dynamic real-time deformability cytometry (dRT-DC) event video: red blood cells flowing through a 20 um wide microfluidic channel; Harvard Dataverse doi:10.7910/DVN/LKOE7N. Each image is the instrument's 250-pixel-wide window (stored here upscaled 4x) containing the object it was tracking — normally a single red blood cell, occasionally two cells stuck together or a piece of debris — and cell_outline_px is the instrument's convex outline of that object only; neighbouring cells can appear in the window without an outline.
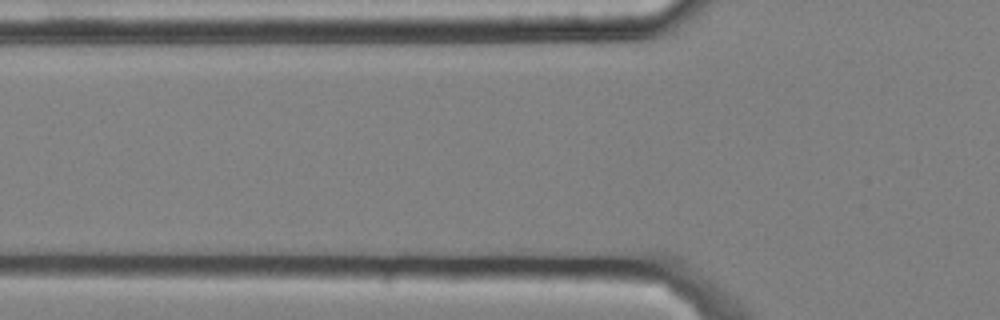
{"species": "common noctule bat (a hibernating species)", "species_latin": "Nyctalus noctula", "temperature_condition": "cold", "stored_images_in_passage": 4, "segment_of_instrument_passage": [2, 2], "camera_frame_rate_fps": 3000, "um_per_image_px": 0.085, "animal": {"sex": "male", "body_mass_g": 20.4}, "frame": {"image": 1, "passage_image": 2, "time_ms": 0.333, "image_size_px": [1000, 320], "cell_outline_px": [[620, 228], [588, 232], [444, 228], [432, 224], [424, 220], [424, 216], [432, 212], [592, 212], [616, 216], [620, 220]], "centroid_in_image_um": [44.67, 18.79], "position_along_channel_um": 81.1, "area_um2": 24.04}}